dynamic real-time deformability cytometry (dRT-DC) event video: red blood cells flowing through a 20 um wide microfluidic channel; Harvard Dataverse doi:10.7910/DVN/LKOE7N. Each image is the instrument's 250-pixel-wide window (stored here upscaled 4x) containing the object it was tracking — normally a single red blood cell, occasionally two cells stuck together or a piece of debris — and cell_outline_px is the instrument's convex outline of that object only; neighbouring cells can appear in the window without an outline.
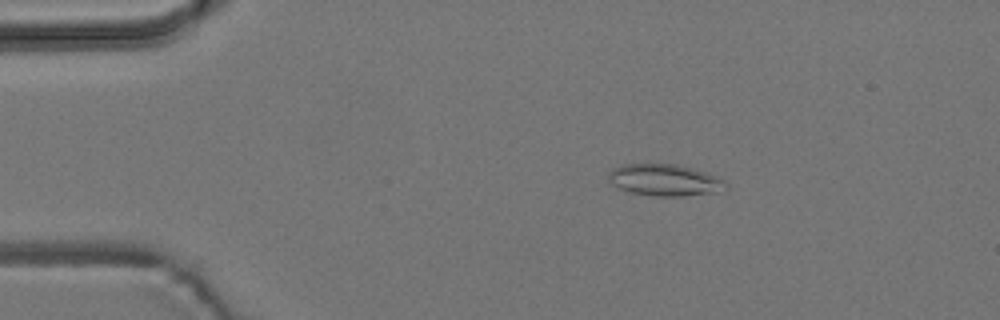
{"species": "common noctule bat (a hibernating species)", "species_latin": "Nyctalus noctula", "temperature_condition": "room temperature", "stored_images_in_passage": 54, "camera_frame_rate_fps": 3000, "um_per_image_px": 0.085, "animal": {"sex": "male", "body_mass_g": 19.2, "forearm_length_mm": 51.8}, "frame": {"image": 1, "passage_image": 9, "time_ms": 2.667, "image_size_px": [1000, 320], "cell_outline_px": [[728, 188], [716, 192], [684, 196], [652, 196], [632, 192], [620, 188], [612, 184], [608, 180], [608, 172], [612, 168], [624, 164], [676, 164], [692, 168], [704, 172], [724, 180], [728, 184]], "centroid_in_image_um": [56.49, 15.3], "position_along_channel_um": 28.5, "area_um2": 21.62}}
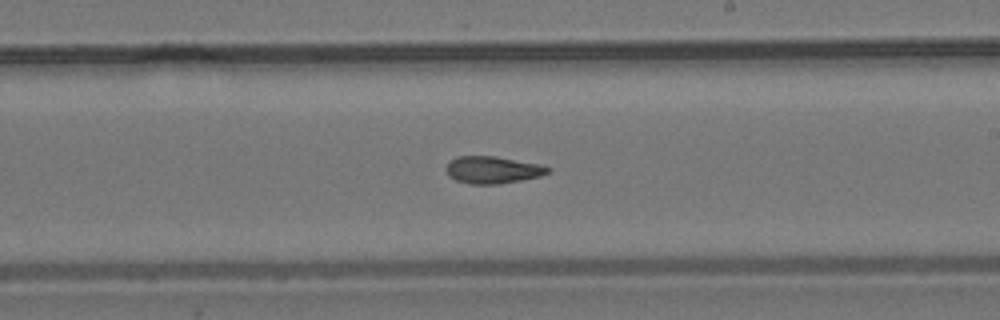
{"frame": {"image": 2, "passage_image": 31, "time_ms": 10.0, "image_size_px": [1000, 320], "cell_outline_px": [[552, 172], [540, 176], [500, 184], [472, 184], [456, 180], [448, 176], [444, 168], [448, 160], [456, 156], [496, 156], [540, 164], [552, 168]], "centroid_in_image_um": [41.86, 14.43], "position_along_channel_um": 247.1, "area_um2": 16.42}}
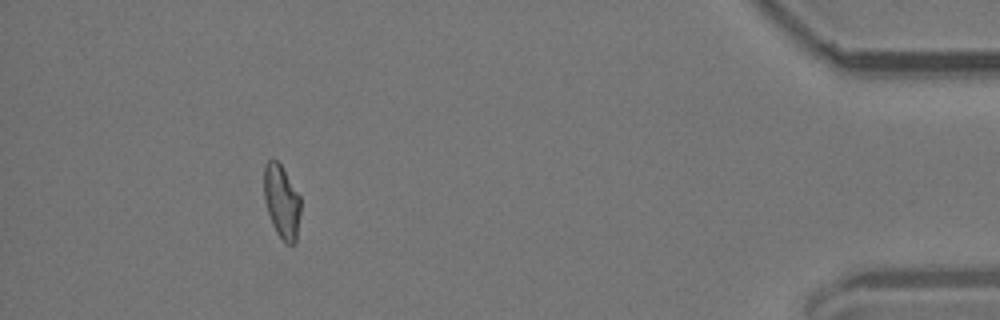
{"frame": {"image": 3, "passage_image": 49, "time_ms": 16.0, "image_size_px": [1000, 320], "cell_outline_px": [[300, 212], [296, 240], [292, 244], [284, 244], [276, 232], [272, 224], [264, 200], [264, 164], [268, 160], [276, 160], [280, 164], [300, 196]], "centroid_in_image_um": [23.93, 17.15], "position_along_channel_um": 411.3, "area_um2": 15.61}, "authors_computed_cell_mechanics": {"area_um2": 16.5308, "velocity_mm_per_s": 3.7776, "shape_relaxation_time_tau1_ms": null, "shape_relaxation_time_tau2_ms": 5.2096, "deformation_change_tau1": null, "deformation_change_tau2": 0.1095}}